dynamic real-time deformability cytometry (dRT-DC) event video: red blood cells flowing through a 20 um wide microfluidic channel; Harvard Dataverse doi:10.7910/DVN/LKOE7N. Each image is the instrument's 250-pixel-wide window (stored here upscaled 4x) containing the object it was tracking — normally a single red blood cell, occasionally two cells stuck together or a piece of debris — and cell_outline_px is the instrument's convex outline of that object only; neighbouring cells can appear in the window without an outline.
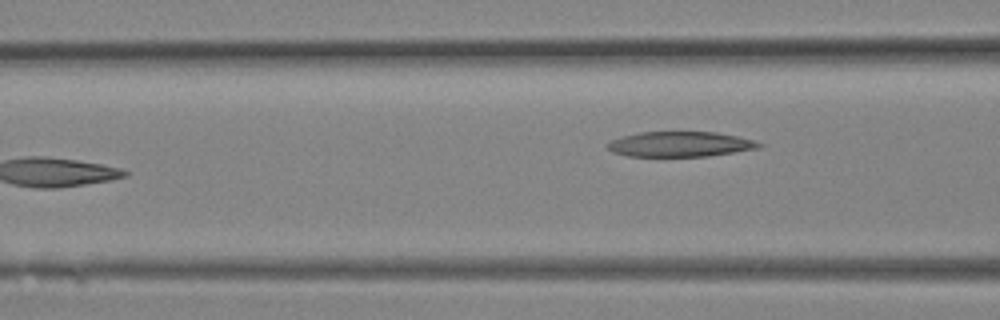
{"species": "Egyptian fruit bat (a non-hibernating species)", "species_latin": "Rousettus aegyptiacus", "temperature_condition": "room temperature", "stored_images_in_passage": 9, "segment_of_instrument_passage": [2, 2], "camera_frame_rate_fps": 3000, "um_per_image_px": 0.085, "animal": {"sex": "female"}, "frame": {"image": 1, "passage_image": 9, "time_ms": 2.667, "image_size_px": [1000, 320], "cell_outline_px": [[764, 144], [760, 148], [708, 156], [628, 156], [612, 152], [604, 144], [612, 140], [624, 136], [640, 132], [716, 132], [736, 136], [752, 140]], "centroid_in_image_um": [57.8, 12.26], "position_along_channel_um": 108.8, "area_um2": 22.08}}